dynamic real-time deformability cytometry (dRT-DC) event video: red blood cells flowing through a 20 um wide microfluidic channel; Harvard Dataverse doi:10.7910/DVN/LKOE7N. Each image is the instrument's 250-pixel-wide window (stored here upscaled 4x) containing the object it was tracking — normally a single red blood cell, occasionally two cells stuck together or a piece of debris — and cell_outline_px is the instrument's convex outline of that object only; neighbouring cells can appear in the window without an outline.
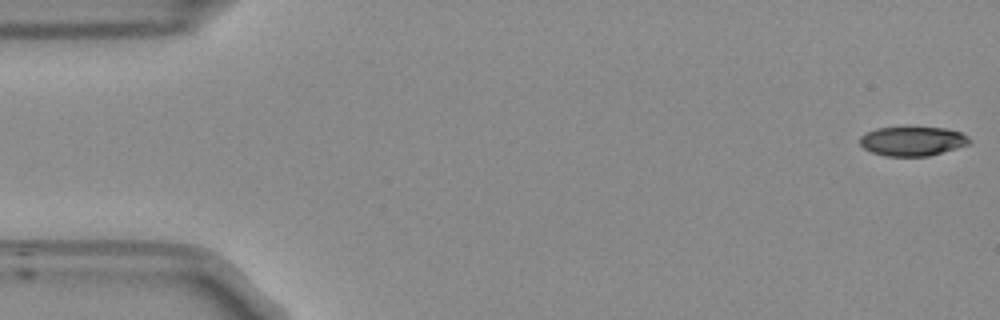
{"species": "Egyptian fruit bat (a non-hibernating species)", "species_latin": "Rousettus aegyptiacus", "temperature_condition": "room temperature", "stored_images_in_passage": 51, "camera_frame_rate_fps": 3000, "um_per_image_px": 0.085, "frame": {"image": 1, "passage_image": 1, "time_ms": 0.0, "image_size_px": [1000, 320], "cell_outline_px": [[972, 140], [968, 144], [956, 148], [928, 156], [884, 156], [872, 152], [864, 148], [860, 144], [860, 136], [876, 128], [944, 128], [960, 132], [968, 136]], "centroid_in_image_um": [77.56, 12.01], "position_along_channel_um": 7.4, "area_um2": 18.44}}
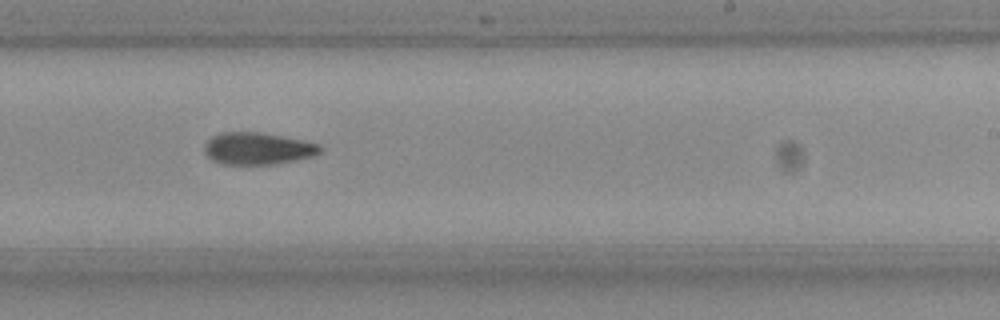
{"frame": {"image": 2, "passage_image": 32, "time_ms": 10.333, "image_size_px": [1000, 320], "cell_outline_px": [[324, 148], [320, 152], [312, 156], [296, 160], [272, 164], [224, 164], [212, 160], [204, 152], [204, 144], [212, 136], [220, 132], [260, 132], [320, 144]], "centroid_in_image_um": [21.88, 12.62], "position_along_channel_um": 267.1, "area_um2": 21.5}}
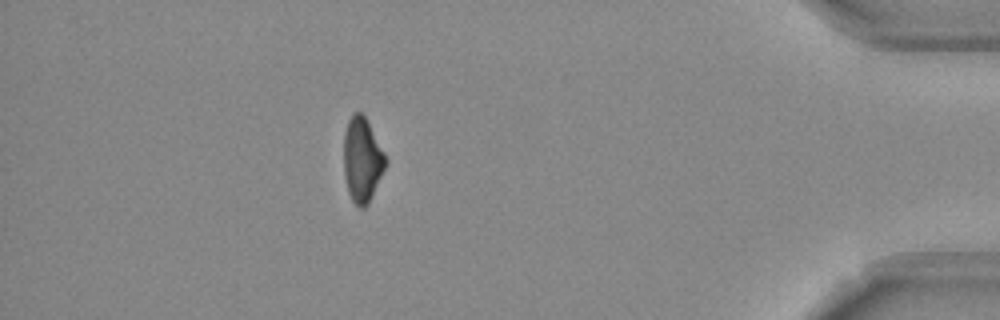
{"frame": {"image": 3, "passage_image": 47, "time_ms": 15.333, "image_size_px": [1000, 320], "cell_outline_px": [[388, 160], [368, 204], [364, 208], [360, 208], [352, 200], [348, 192], [344, 172], [344, 132], [348, 120], [356, 112], [360, 112], [368, 120]], "centroid_in_image_um": [30.78, 13.57], "position_along_channel_um": 404.4, "area_um2": 20.46}}